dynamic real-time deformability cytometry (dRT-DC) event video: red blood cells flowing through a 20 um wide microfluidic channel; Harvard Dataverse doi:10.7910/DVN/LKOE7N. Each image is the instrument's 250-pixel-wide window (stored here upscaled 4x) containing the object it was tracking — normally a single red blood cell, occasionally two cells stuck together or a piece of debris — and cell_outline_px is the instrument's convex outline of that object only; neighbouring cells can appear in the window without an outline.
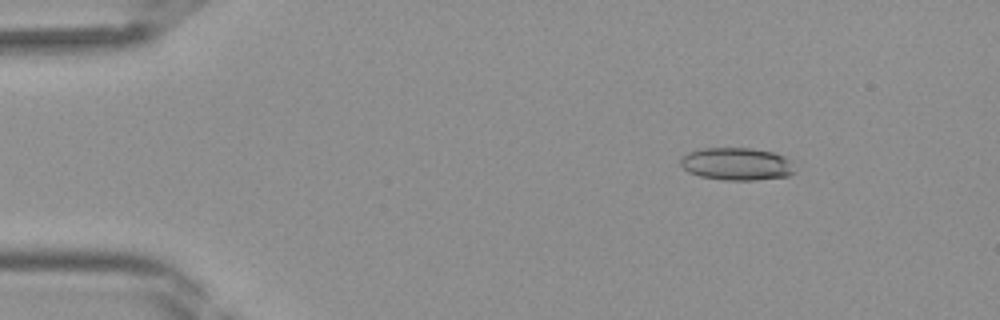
{"species": "Egyptian fruit bat (a non-hibernating species)", "species_latin": "Rousettus aegyptiacus", "temperature_condition": "room temperature", "stored_images_in_passage": 37, "camera_frame_rate_fps": 3000, "um_per_image_px": 0.085, "frame": {"image": 1, "passage_image": 1, "time_ms": 0.0, "image_size_px": [1000, 320], "cell_outline_px": [[796, 172], [788, 176], [756, 180], [724, 180], [700, 176], [688, 172], [680, 164], [680, 156], [688, 152], [700, 148], [752, 148], [776, 152], [792, 160]], "centroid_in_image_um": [62.64, 13.93], "position_along_channel_um": 22.4, "area_um2": 22.14}}
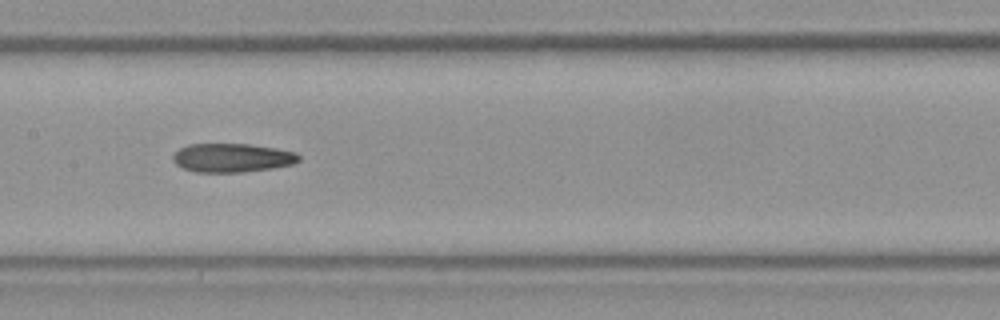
{"frame": {"image": 2, "passage_image": 16, "time_ms": 5.0, "image_size_px": [1000, 320], "cell_outline_px": [[300, 160], [292, 164], [272, 168], [244, 172], [196, 172], [184, 168], [176, 164], [172, 160], [172, 156], [180, 148], [188, 144], [248, 144], [276, 148], [296, 152], [300, 156]], "centroid_in_image_um": [19.73, 13.41], "position_along_channel_um": 187.7, "area_um2": 21.1}}
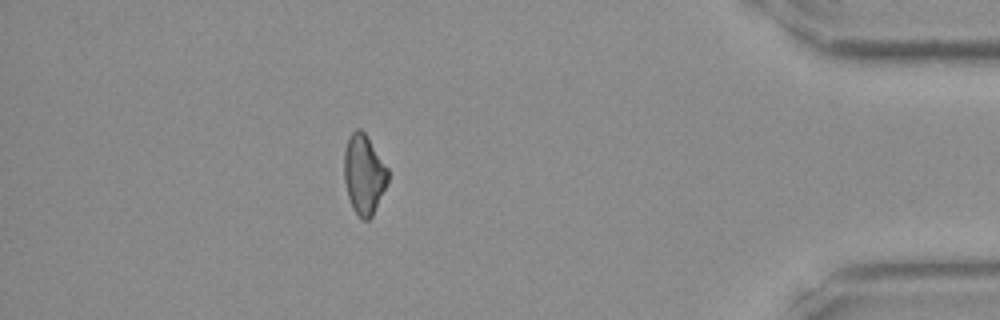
{"frame": {"image": 3, "passage_image": 32, "time_ms": 10.333, "image_size_px": [1000, 320], "cell_outline_px": [[388, 180], [372, 216], [368, 220], [364, 220], [352, 208], [348, 196], [344, 180], [344, 152], [348, 136], [356, 128], [360, 128], [364, 132], [388, 168]], "centroid_in_image_um": [30.91, 14.79], "position_along_channel_um": 404.3, "area_um2": 20.11}}